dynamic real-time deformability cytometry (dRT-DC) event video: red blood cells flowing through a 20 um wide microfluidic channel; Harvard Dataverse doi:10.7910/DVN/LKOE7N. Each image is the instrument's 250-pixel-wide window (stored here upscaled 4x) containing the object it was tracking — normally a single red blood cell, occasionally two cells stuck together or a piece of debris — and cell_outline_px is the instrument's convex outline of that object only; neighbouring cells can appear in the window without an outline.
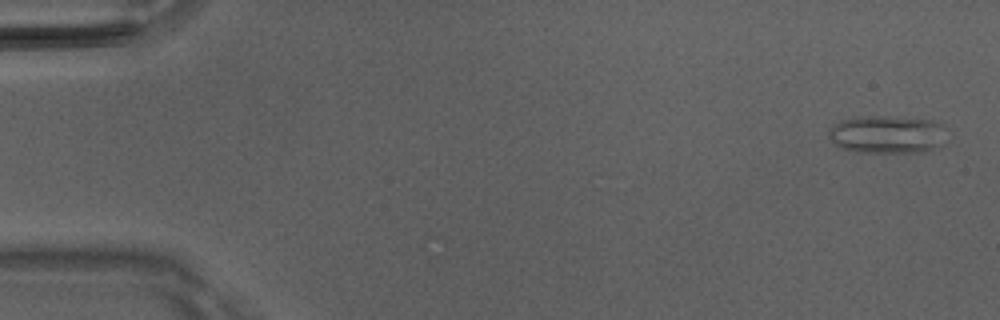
{"species": "Egyptian fruit bat (a non-hibernating species)", "species_latin": "Rousettus aegyptiacus", "temperature_condition": "room temperature", "stored_images_in_passage": 50, "camera_frame_rate_fps": 3000, "um_per_image_px": 0.085, "animal": {"sex": "male"}, "frame": {"image": 1, "passage_image": 2, "time_ms": 0.333, "image_size_px": [1000, 320], "cell_outline_px": [[940, 124], [936, 144], [932, 148], [924, 152], [860, 152], [840, 148], [832, 144], [828, 132], [840, 120], [860, 116], [884, 116], [932, 120]], "centroid_in_image_um": [75.21, 11.42], "position_along_channel_um": 9.8, "area_um2": 25.09}}
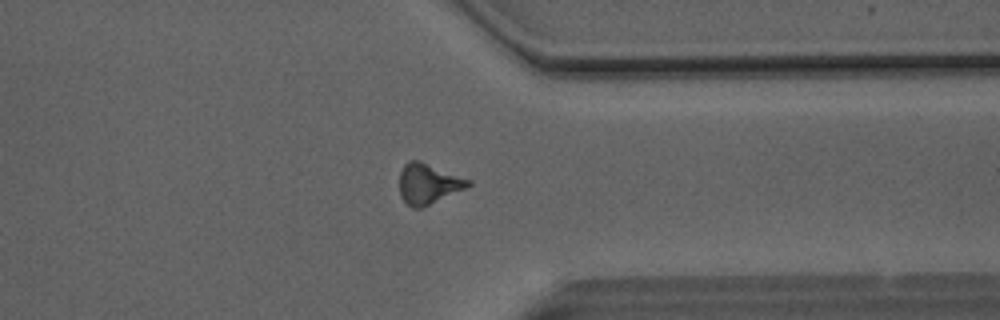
{"frame": {"image": 2, "passage_image": 39, "time_ms": 12.667, "image_size_px": [1000, 320], "cell_outline_px": [[472, 184], [424, 208], [412, 208], [400, 196], [400, 172], [404, 164], [408, 160], [420, 160], [472, 180]], "centroid_in_image_um": [36.4, 15.61], "position_along_channel_um": 375.0, "area_um2": 16.24}}
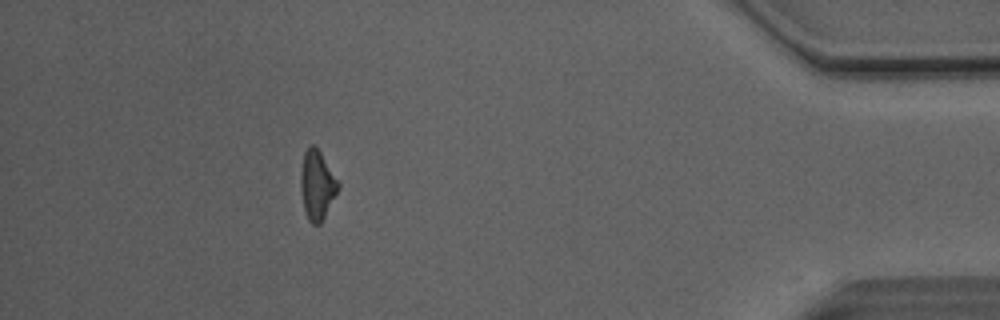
{"frame": {"image": 3, "passage_image": 45, "time_ms": 14.667, "image_size_px": [1000, 320], "cell_outline_px": [[340, 188], [320, 224], [312, 224], [308, 220], [304, 208], [300, 188], [300, 172], [304, 152], [312, 144], [320, 152], [340, 180]], "centroid_in_image_um": [26.97, 15.73], "position_along_channel_um": 408.2, "area_um2": 15.26}, "authors_computed_cell_mechanics": {"area_um2": 15.7794, "velocity_mm_per_s": 4.1294, "shape_relaxation_time_tau1_ms": 5.5996, "shape_relaxation_time_tau2_ms": 6.9477, "deformation_change_tau1": 0.1679, "deformation_change_tau2": 0.2249}}